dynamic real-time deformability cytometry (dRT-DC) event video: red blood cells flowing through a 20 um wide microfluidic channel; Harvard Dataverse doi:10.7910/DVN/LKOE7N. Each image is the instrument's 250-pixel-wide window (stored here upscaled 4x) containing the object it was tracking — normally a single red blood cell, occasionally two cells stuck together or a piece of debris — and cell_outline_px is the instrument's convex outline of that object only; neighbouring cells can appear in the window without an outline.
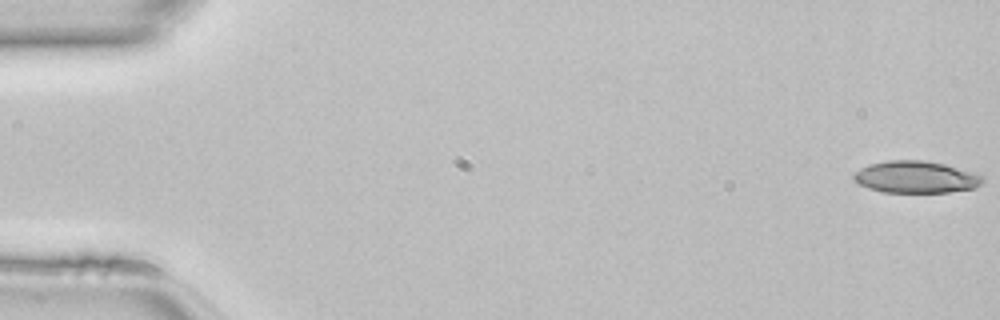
{"species": "common noctule bat (a hibernating species)", "species_latin": "Nyctalus noctula", "temperature_condition": "room temperature", "stored_images_in_passage": 48, "camera_frame_rate_fps": 3000, "um_per_image_px": 0.085, "animal": {"sex": "female", "body_mass_g": 22.7, "forearm_length_mm": 54.2}, "frame": {"image": 1, "passage_image": 1, "time_ms": 0.0, "image_size_px": [1000, 320], "cell_outline_px": [[984, 180], [976, 188], [948, 192], [884, 192], [868, 188], [852, 180], [852, 176], [860, 168], [868, 164], [888, 160], [924, 160], [944, 164], [980, 176]], "centroid_in_image_um": [77.77, 15.05], "position_along_channel_um": 7.2, "area_um2": 23.76}}
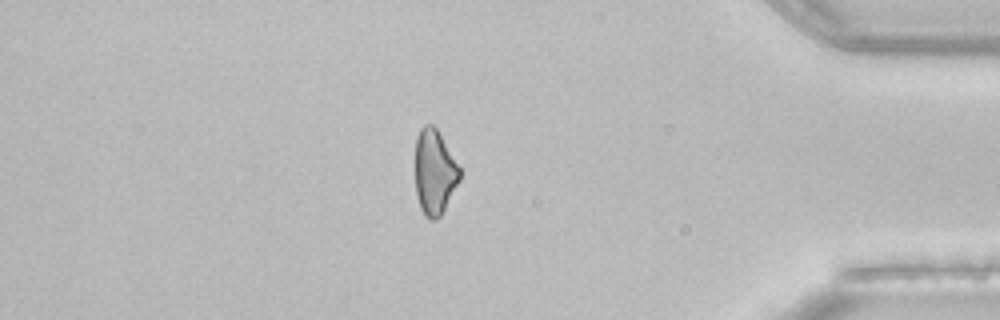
{"frame": {"image": 2, "passage_image": 41, "time_ms": 13.333, "image_size_px": [1000, 320], "cell_outline_px": [[460, 180], [440, 216], [436, 220], [428, 220], [424, 216], [420, 208], [416, 192], [416, 136], [420, 128], [424, 124], [432, 124], [436, 128], [460, 168]], "centroid_in_image_um": [36.92, 14.65], "position_along_channel_um": 398.3, "area_um2": 21.91}}
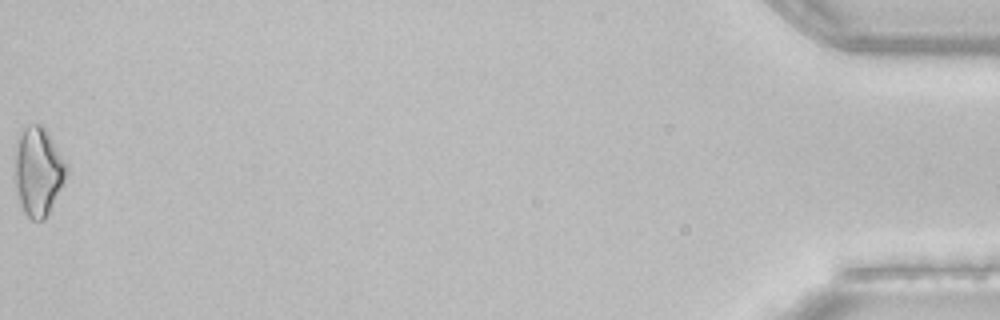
{"frame": {"image": 3, "passage_image": 48, "time_ms": 15.667, "image_size_px": [1000, 320], "cell_outline_px": [[68, 176], [48, 216], [44, 220], [32, 220], [24, 212], [20, 200], [16, 184], [16, 148], [20, 136], [24, 128], [28, 124], [40, 124], [48, 132], [68, 164]], "centroid_in_image_um": [3.32, 14.59], "position_along_channel_um": 431.9, "area_um2": 26.59}}